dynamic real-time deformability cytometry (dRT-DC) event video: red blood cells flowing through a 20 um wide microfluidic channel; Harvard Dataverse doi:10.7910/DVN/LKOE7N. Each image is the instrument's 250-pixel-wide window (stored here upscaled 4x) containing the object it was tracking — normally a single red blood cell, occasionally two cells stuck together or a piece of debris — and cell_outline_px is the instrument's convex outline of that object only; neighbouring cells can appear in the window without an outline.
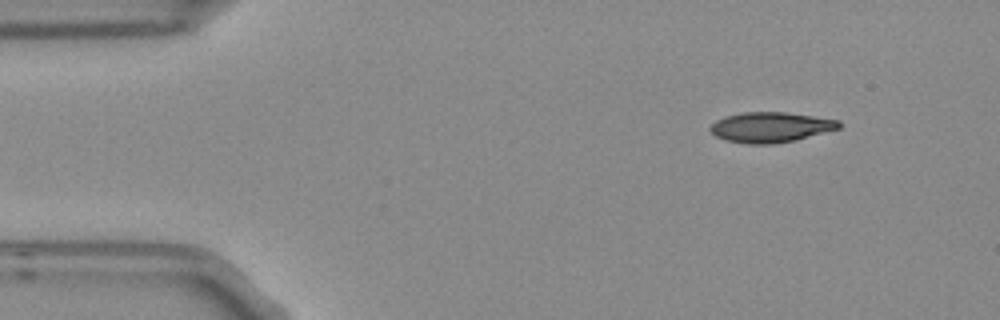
{"species": "Egyptian fruit bat (a non-hibernating species)", "species_latin": "Rousettus aegyptiacus", "temperature_condition": "room temperature", "stored_images_in_passage": 3, "camera_frame_rate_fps": 3000, "um_per_image_px": 0.085, "frame": {"image": 1, "passage_image": 1, "time_ms": 0.0, "image_size_px": [1000, 320], "cell_outline_px": [[840, 128], [796, 140], [772, 144], [748, 144], [724, 140], [716, 136], [708, 128], [716, 120], [724, 116], [744, 112], [784, 112], [840, 120]], "centroid_in_image_um": [65.48, 10.81], "position_along_channel_um": 19.5, "area_um2": 22.66}}